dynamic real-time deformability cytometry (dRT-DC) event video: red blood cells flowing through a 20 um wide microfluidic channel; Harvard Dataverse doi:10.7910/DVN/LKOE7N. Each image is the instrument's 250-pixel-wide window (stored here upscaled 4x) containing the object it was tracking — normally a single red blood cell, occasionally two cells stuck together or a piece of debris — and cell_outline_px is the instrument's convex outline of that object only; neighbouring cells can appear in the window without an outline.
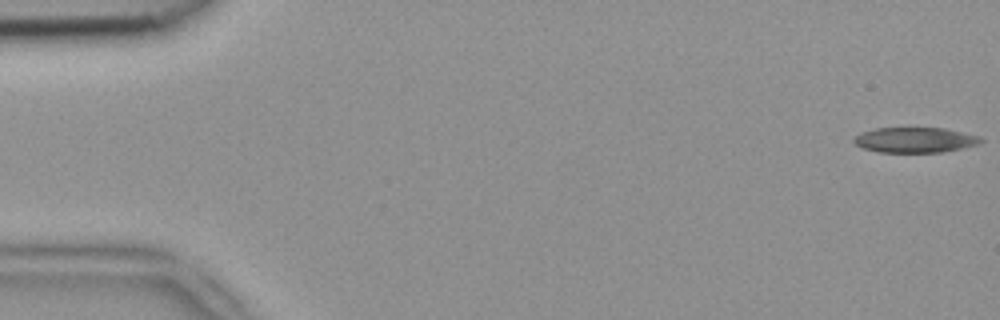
{"species": "common noctule bat (a hibernating species)", "species_latin": "Nyctalus noctula", "temperature_condition": "room temperature", "stored_images_in_passage": 52, "camera_frame_rate_fps": 3000, "um_per_image_px": 0.085, "animal": {"sex": "female", "body_mass_g": 18.4}, "frame": {"image": 1, "passage_image": 1, "time_ms": 0.0, "image_size_px": [1000, 320], "cell_outline_px": [[984, 140], [980, 144], [944, 152], [880, 152], [860, 148], [852, 140], [860, 132], [876, 128], [944, 128], [980, 136]], "centroid_in_image_um": [77.78, 11.9], "position_along_channel_um": 7.2, "area_um2": 18.79}}
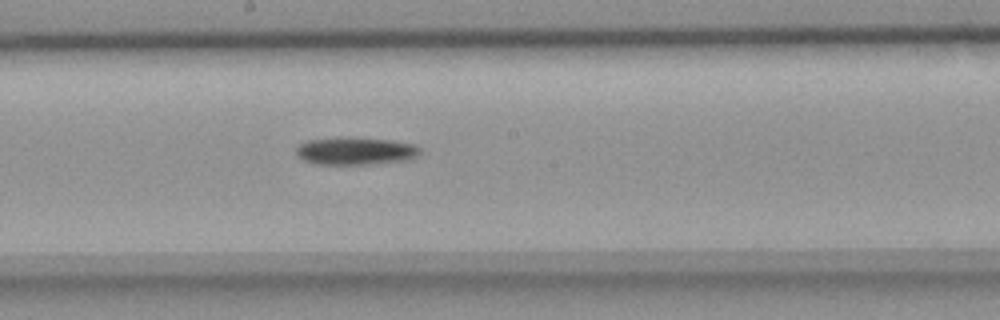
{"frame": {"image": 2, "passage_image": 28, "time_ms": 9.0, "image_size_px": [1000, 320], "cell_outline_px": [[420, 152], [416, 156], [408, 160], [376, 164], [316, 164], [304, 160], [296, 156], [296, 148], [300, 144], [308, 140], [340, 136], [392, 140], [412, 144], [420, 148]], "centroid_in_image_um": [30.19, 12.83], "position_along_channel_um": 218.0, "area_um2": 20.17}}
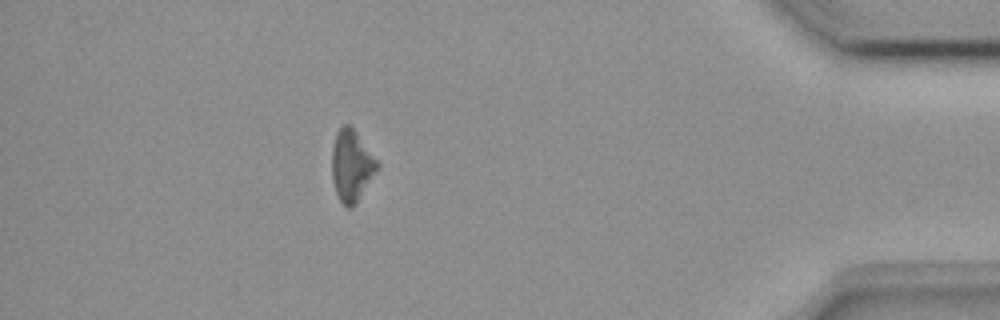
{"frame": {"image": 3, "passage_image": 46, "time_ms": 15.0, "image_size_px": [1000, 320], "cell_outline_px": [[380, 168], [356, 204], [352, 208], [348, 208], [340, 200], [336, 192], [332, 180], [332, 144], [336, 132], [344, 124], [348, 124], [356, 132], [380, 164]], "centroid_in_image_um": [29.89, 14.1], "position_along_channel_um": 405.3, "area_um2": 19.02}, "authors_computed_cell_mechanics": {"area_um2": 19.3052, "velocity_mm_per_s": 3.9253, "shape_relaxation_time_tau1_ms": 4.3893, "shape_relaxation_time_tau2_ms": null, "deformation_change_tau1": 0.1113, "deformation_change_tau2": null}}